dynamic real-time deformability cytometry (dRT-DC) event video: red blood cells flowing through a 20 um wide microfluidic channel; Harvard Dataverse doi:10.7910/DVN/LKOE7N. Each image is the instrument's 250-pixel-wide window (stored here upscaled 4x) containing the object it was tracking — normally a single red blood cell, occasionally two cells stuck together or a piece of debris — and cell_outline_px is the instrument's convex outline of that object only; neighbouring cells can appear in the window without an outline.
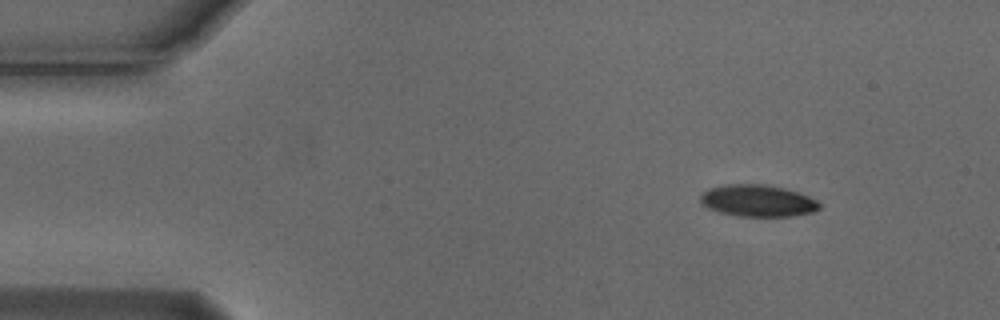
{"species": "Egyptian fruit bat (a non-hibernating species)", "species_latin": "Rousettus aegyptiacus", "temperature_condition": "cold", "stored_images_in_passage": 4, "camera_frame_rate_fps": 3000, "um_per_image_px": 0.085, "animal": {"sex": "male"}, "frame": {"image": 1, "passage_image": 2, "time_ms": 0.333, "image_size_px": [1000, 320], "cell_outline_px": [[820, 208], [812, 212], [788, 216], [740, 216], [720, 212], [708, 208], [700, 204], [700, 196], [708, 188], [728, 184], [764, 184], [784, 188], [808, 196], [816, 200], [820, 204]], "centroid_in_image_um": [64.37, 17.05], "position_along_channel_um": 20.6, "area_um2": 21.91}}